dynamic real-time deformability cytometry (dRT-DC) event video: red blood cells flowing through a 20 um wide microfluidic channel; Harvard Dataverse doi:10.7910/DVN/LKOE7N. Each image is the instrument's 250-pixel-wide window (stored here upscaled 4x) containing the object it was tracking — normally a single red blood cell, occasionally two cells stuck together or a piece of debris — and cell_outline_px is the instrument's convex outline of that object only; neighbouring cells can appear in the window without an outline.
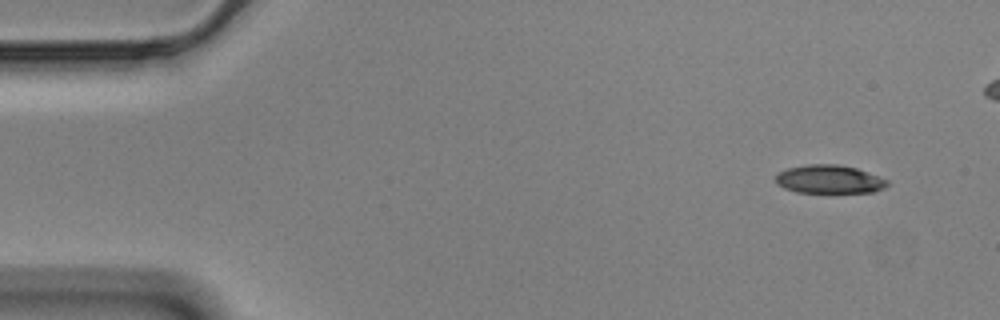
{"species": "Egyptian fruit bat (a non-hibernating species)", "species_latin": "Rousettus aegyptiacus", "temperature_condition": "cold", "stored_images_in_passage": 50, "camera_frame_rate_fps": 3000, "um_per_image_px": 0.085, "animal": {"sex": "male"}, "frame": {"image": 1, "passage_image": 1, "time_ms": 0.0, "image_size_px": [1000, 320], "cell_outline_px": [[888, 184], [884, 188], [872, 192], [832, 196], [796, 192], [784, 188], [776, 184], [776, 176], [780, 172], [788, 168], [808, 164], [836, 164], [856, 168], [888, 180]], "centroid_in_image_um": [70.49, 15.31], "position_along_channel_um": 14.5, "area_um2": 19.36}}
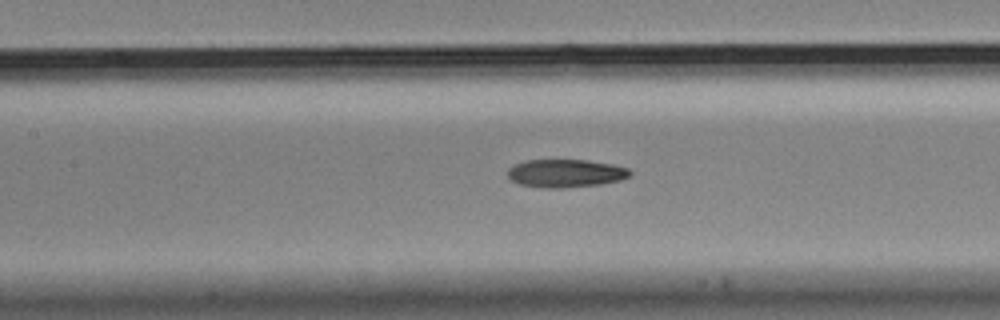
{"frame": {"image": 2, "passage_image": 22, "time_ms": 7.0, "image_size_px": [1000, 320], "cell_outline_px": [[632, 176], [620, 180], [600, 184], [560, 188], [544, 188], [520, 184], [512, 180], [508, 176], [508, 168], [512, 164], [524, 160], [588, 160], [612, 164], [628, 168], [632, 172]], "centroid_in_image_um": [48.08, 14.72], "position_along_channel_um": 159.3, "area_um2": 20.11}}
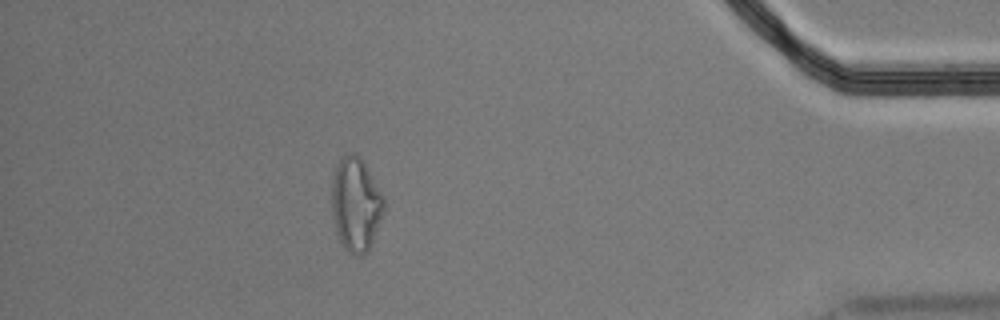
{"frame": {"image": 3, "passage_image": 47, "time_ms": 15.333, "image_size_px": [1000, 320], "cell_outline_px": [[384, 208], [380, 220], [368, 252], [364, 256], [352, 256], [344, 248], [336, 232], [332, 216], [332, 180], [336, 164], [340, 156], [344, 152], [356, 152], [364, 164], [384, 196]], "centroid_in_image_um": [30.22, 17.36], "position_along_channel_um": 405.0, "area_um2": 28.73}}